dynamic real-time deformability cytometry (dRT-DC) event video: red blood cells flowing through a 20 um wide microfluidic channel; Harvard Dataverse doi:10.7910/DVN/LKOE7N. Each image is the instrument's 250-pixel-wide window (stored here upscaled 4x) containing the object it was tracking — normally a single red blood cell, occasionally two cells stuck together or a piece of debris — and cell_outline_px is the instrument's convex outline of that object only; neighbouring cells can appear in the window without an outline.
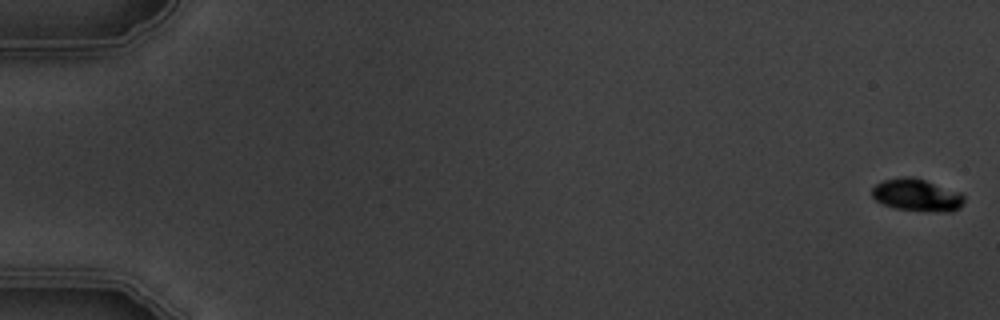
{"species": "common noctule bat (a hibernating species)", "species_latin": "Nyctalus noctula", "temperature_condition": "warm", "stored_images_in_passage": 5, "camera_frame_rate_fps": 3000, "um_per_image_px": 0.085, "animal": {"sex": "male", "body_mass_g": 19.5, "forearm_length_mm": 54.6}, "frame": {"image": 1, "passage_image": 1, "time_ms": 0.0, "image_size_px": [1000, 320], "cell_outline_px": [[964, 204], [960, 208], [952, 212], [944, 212], [892, 208], [876, 200], [872, 196], [872, 188], [876, 184], [884, 180], [904, 176], [912, 176], [960, 192], [964, 196]], "centroid_in_image_um": [77.95, 16.59], "position_along_channel_um": 7.0, "area_um2": 17.34}}
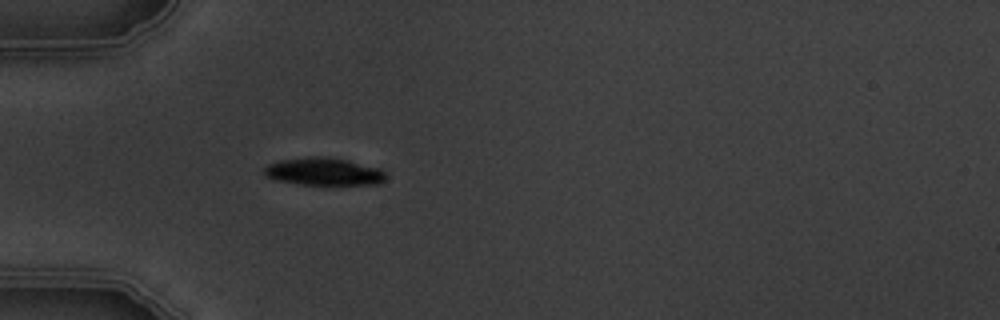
{"frame": {"image": 2, "passage_image": 5, "time_ms": 5.667, "image_size_px": [1000, 320], "cell_outline_px": [[384, 180], [380, 184], [300, 184], [272, 180], [264, 172], [264, 168], [268, 164], [280, 160], [308, 156], [324, 156], [348, 160], [380, 168], [384, 172]], "centroid_in_image_um": [27.49, 14.57], "position_along_channel_um": 57.5, "area_um2": 19.54}}